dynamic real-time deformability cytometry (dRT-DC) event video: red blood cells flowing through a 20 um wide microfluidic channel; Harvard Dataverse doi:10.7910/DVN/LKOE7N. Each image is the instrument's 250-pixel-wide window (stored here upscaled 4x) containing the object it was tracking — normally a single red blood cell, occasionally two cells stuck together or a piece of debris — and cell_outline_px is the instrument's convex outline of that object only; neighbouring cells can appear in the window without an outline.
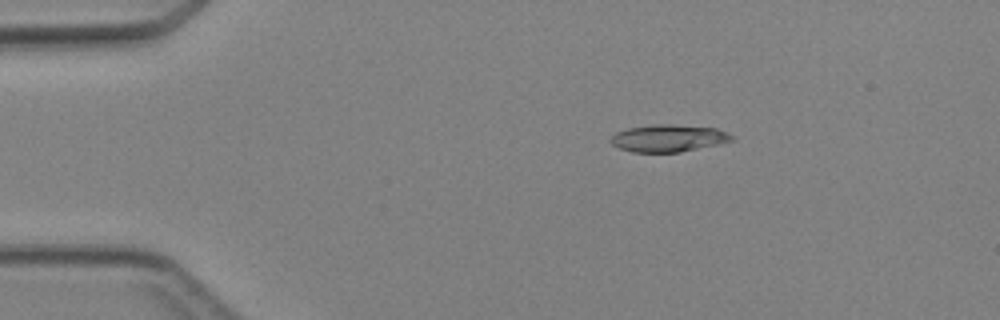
{"species": "Egyptian fruit bat (a non-hibernating species)", "species_latin": "Rousettus aegyptiacus", "temperature_condition": "cold", "stored_images_in_passage": 46, "camera_frame_rate_fps": 3000, "um_per_image_px": 0.085, "animal": {"sex": "female"}, "frame": {"image": 1, "passage_image": 8, "time_ms": 2.333, "image_size_px": [1000, 320], "cell_outline_px": [[732, 140], [720, 144], [680, 152], [632, 152], [620, 148], [612, 144], [608, 140], [616, 132], [628, 128], [656, 124], [672, 124], [716, 128], [728, 132], [732, 136]], "centroid_in_image_um": [56.81, 11.74], "position_along_channel_um": 28.2, "area_um2": 19.19}}
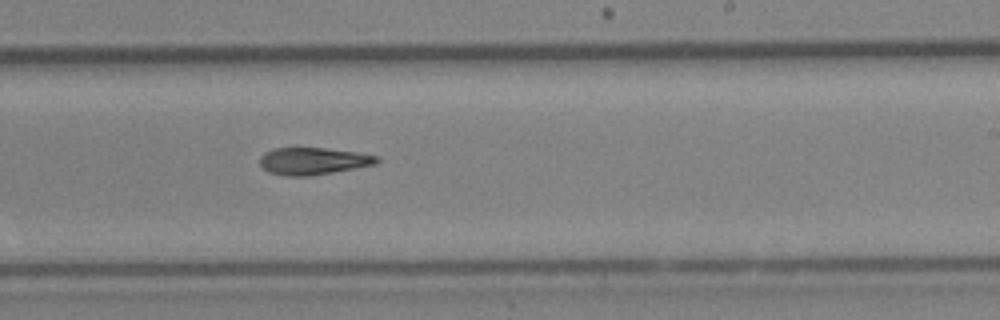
{"frame": {"image": 2, "passage_image": 28, "time_ms": 9.0, "image_size_px": [1000, 320], "cell_outline_px": [[380, 160], [376, 164], [332, 172], [308, 176], [284, 176], [268, 172], [260, 164], [260, 156], [264, 152], [276, 148], [324, 148], [356, 152], [376, 156]], "centroid_in_image_um": [26.58, 13.69], "position_along_channel_um": 262.4, "area_um2": 18.32}}
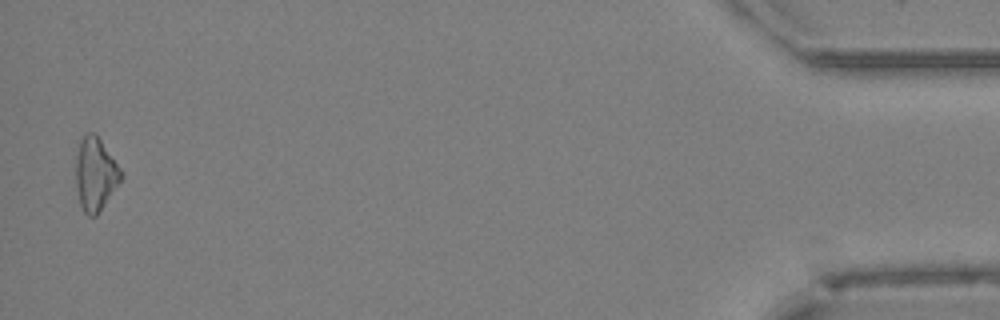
{"frame": {"image": 3, "passage_image": 45, "time_ms": 14.667, "image_size_px": [1000, 320], "cell_outline_px": [[124, 176], [96, 216], [88, 216], [84, 212], [80, 204], [76, 188], [76, 156], [80, 140], [88, 132], [96, 132], [124, 172]], "centroid_in_image_um": [8.12, 14.77], "position_along_channel_um": 427.1, "area_um2": 19.48}}